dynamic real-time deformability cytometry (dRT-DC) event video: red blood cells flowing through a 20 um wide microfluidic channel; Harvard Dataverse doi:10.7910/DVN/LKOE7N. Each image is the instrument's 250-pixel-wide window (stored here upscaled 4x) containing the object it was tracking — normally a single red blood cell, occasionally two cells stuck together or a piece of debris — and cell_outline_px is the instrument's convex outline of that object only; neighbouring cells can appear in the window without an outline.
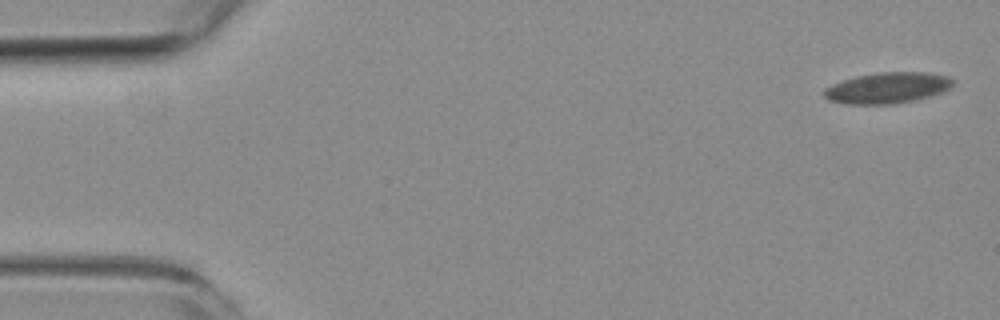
{"species": "common noctule bat (a hibernating species)", "species_latin": "Nyctalus noctula", "temperature_condition": "room temperature", "stored_images_in_passage": 5, "segment_of_instrument_passage": [2, 2], "camera_frame_rate_fps": 3000, "um_per_image_px": 0.085, "animal": {"sex": "female", "body_mass_g": 19.3, "forearm_length_mm": 54.1}, "frame": {"image": 1, "passage_image": 5, "time_ms": 4.667, "image_size_px": [1000, 320], "cell_outline_px": [[956, 80], [948, 88], [932, 96], [916, 100], [896, 104], [848, 104], [828, 100], [824, 96], [824, 88], [832, 84], [856, 76], [880, 72], [928, 72], [948, 76]], "centroid_in_image_um": [75.45, 7.47], "position_along_channel_um": 9.6, "area_um2": 23.35}}